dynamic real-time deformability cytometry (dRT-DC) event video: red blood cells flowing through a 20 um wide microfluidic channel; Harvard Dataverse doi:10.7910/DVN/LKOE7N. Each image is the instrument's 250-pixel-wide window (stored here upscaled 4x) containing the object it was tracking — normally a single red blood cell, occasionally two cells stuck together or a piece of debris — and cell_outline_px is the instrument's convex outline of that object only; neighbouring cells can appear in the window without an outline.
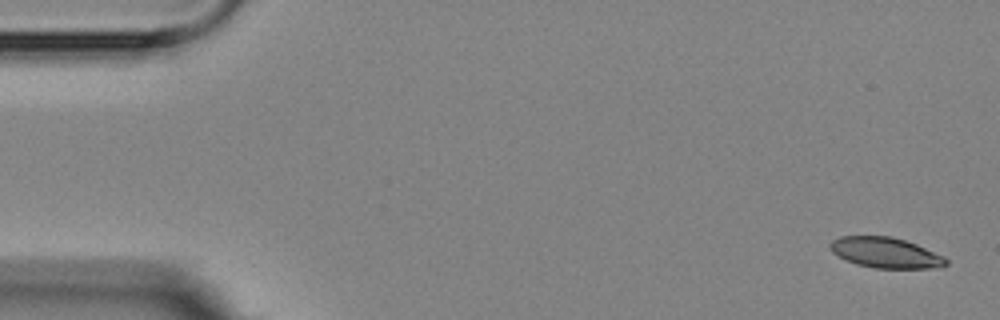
{"species": "Egyptian fruit bat (a non-hibernating species)", "species_latin": "Rousettus aegyptiacus", "temperature_condition": "room temperature", "stored_images_in_passage": 5, "camera_frame_rate_fps": 3000, "um_per_image_px": 0.085, "animal": {"sex": "female"}, "frame": {"image": 1, "passage_image": 1, "time_ms": 0.0, "image_size_px": [1000, 320], "cell_outline_px": [[948, 264], [940, 268], [876, 268], [856, 264], [832, 252], [828, 248], [828, 244], [832, 240], [840, 236], [892, 236], [916, 244], [944, 256], [948, 260]], "centroid_in_image_um": [75.28, 21.47], "position_along_channel_um": 9.7, "area_um2": 20.63}}